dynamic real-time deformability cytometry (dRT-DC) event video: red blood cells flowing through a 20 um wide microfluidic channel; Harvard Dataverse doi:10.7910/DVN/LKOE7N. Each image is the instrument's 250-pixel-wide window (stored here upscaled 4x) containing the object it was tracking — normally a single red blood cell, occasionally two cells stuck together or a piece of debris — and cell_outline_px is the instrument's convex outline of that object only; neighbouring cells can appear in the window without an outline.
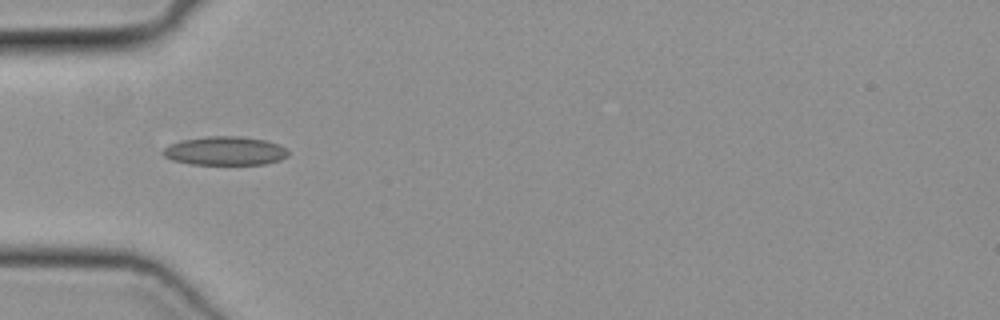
{"species": "common noctule bat (a hibernating species)", "species_latin": "Nyctalus noctula", "temperature_condition": "cold", "stored_images_in_passage": 34, "camera_frame_rate_fps": 3000, "um_per_image_px": 0.085, "animal": {"sex": "female", "body_mass_g": 19.3, "forearm_length_mm": 54.1}, "frame": {"image": 1, "passage_image": 1, "time_ms": 0.0, "image_size_px": [1000, 320], "cell_outline_px": [[288, 156], [280, 160], [264, 164], [192, 164], [172, 160], [164, 156], [160, 152], [164, 148], [180, 140], [208, 136], [240, 136], [264, 140], [280, 144], [288, 152]], "centroid_in_image_um": [19.12, 12.82], "position_along_channel_um": 65.9, "area_um2": 20.92}}
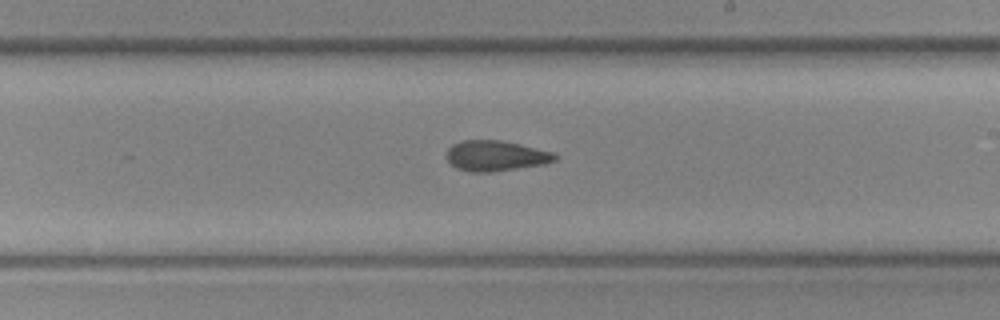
{"frame": {"image": 2, "passage_image": 14, "time_ms": 4.333, "image_size_px": [1000, 320], "cell_outline_px": [[556, 160], [544, 164], [492, 172], [468, 172], [456, 168], [448, 160], [448, 148], [452, 144], [460, 140], [500, 140], [520, 144], [552, 152], [556, 156]], "centroid_in_image_um": [42.11, 13.24], "position_along_channel_um": 246.9, "area_um2": 19.13}}
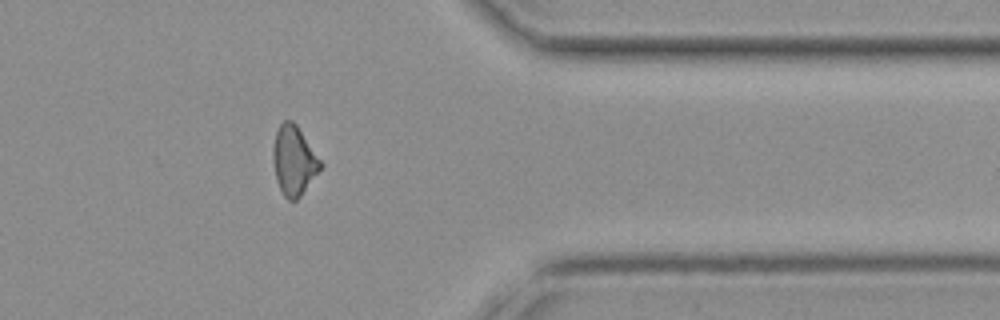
{"frame": {"image": 3, "passage_image": 25, "time_ms": 8.0, "image_size_px": [1000, 320], "cell_outline_px": [[324, 164], [300, 196], [296, 200], [288, 200], [284, 196], [276, 180], [272, 160], [272, 152], [276, 132], [280, 124], [284, 120], [292, 120], [296, 124]], "centroid_in_image_um": [24.97, 13.64], "position_along_channel_um": 386.4, "area_um2": 19.07}}